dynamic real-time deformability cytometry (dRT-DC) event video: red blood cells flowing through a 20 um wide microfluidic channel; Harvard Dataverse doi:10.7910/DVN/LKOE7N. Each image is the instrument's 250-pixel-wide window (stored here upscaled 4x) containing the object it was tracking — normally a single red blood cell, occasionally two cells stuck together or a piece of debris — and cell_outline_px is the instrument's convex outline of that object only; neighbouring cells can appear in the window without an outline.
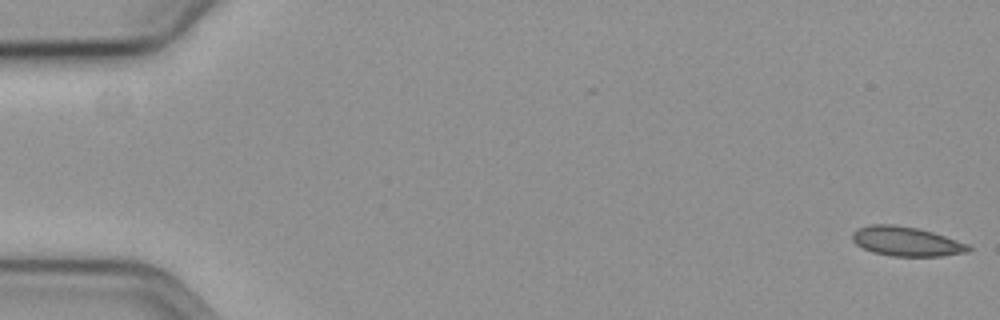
{"species": "common noctule bat (a hibernating species)", "species_latin": "Nyctalus noctula", "temperature_condition": "cold", "stored_images_in_passage": 12, "camera_frame_rate_fps": 3000, "um_per_image_px": 0.085, "animal": {"sex": "female", "body_mass_g": 19.3, "forearm_length_mm": 54.1}, "frame": {"image": 1, "passage_image": 1, "time_ms": 0.0, "image_size_px": [1000, 320], "cell_outline_px": [[972, 248], [968, 252], [940, 256], [892, 256], [872, 252], [856, 244], [852, 240], [852, 232], [856, 228], [868, 224], [892, 224], [916, 228], [932, 232], [968, 244]], "centroid_in_image_um": [76.99, 20.51], "position_along_channel_um": 8.0, "area_um2": 19.88}}